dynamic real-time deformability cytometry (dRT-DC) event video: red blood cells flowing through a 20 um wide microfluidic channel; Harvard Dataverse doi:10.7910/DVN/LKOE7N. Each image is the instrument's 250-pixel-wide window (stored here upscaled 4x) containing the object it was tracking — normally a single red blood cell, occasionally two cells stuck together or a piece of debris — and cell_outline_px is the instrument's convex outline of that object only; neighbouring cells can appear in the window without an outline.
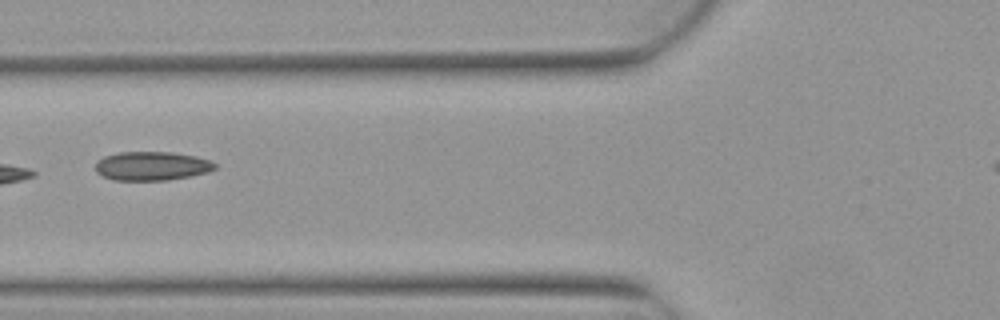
{"species": "Egyptian fruit bat (a non-hibernating species)", "species_latin": "Rousettus aegyptiacus", "temperature_condition": "warm", "stored_images_in_passage": 2, "camera_frame_rate_fps": 3000, "um_per_image_px": 0.085, "animal": {"sex": "female"}, "frame": {"image": 1, "passage_image": 2, "time_ms": 0.333, "image_size_px": [1000, 320], "cell_outline_px": [[216, 168], [208, 172], [168, 180], [112, 180], [100, 176], [96, 172], [96, 160], [104, 156], [120, 152], [172, 152], [196, 156], [212, 160], [216, 164]], "centroid_in_image_um": [12.88, 14.11], "position_along_channel_um": 112.9, "area_um2": 20.29}}